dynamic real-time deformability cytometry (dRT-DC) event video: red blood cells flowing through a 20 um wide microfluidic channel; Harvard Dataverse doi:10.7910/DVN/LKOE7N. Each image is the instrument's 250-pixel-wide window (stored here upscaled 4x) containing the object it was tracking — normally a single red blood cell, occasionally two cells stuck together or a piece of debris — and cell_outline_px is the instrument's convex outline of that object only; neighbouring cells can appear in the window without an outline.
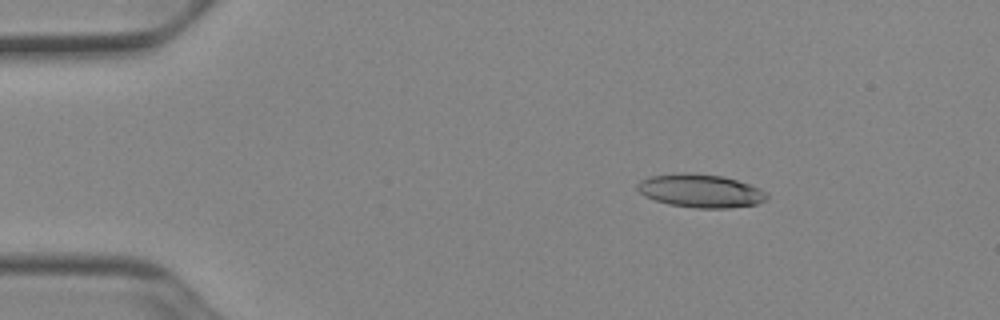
{"species": "Egyptian fruit bat (a non-hibernating species)", "species_latin": "Rousettus aegyptiacus", "temperature_condition": "cold", "stored_images_in_passage": 51, "camera_frame_rate_fps": 3000, "um_per_image_px": 0.085, "animal": {"sex": "female"}, "frame": {"image": 1, "passage_image": 8, "time_ms": 2.333, "image_size_px": [1000, 320], "cell_outline_px": [[768, 200], [756, 204], [728, 208], [696, 208], [668, 204], [644, 196], [636, 188], [636, 184], [640, 180], [652, 176], [680, 172], [724, 176], [748, 184], [768, 192]], "centroid_in_image_um": [59.55, 16.22], "position_along_channel_um": 25.5, "area_um2": 25.14}}
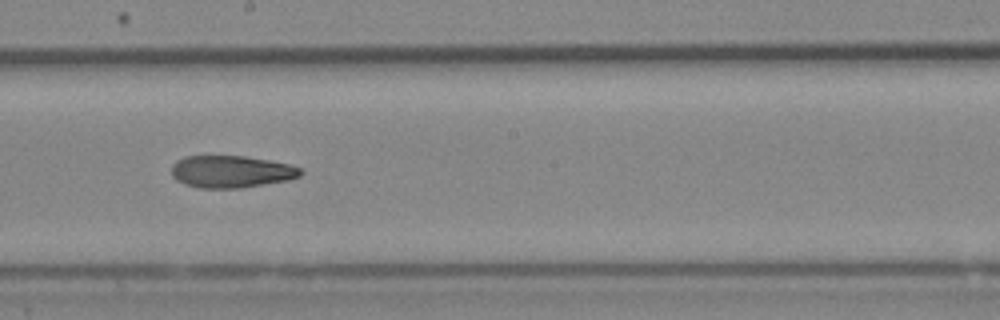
{"frame": {"image": 2, "passage_image": 29, "time_ms": 9.333, "image_size_px": [1000, 320], "cell_outline_px": [[304, 172], [300, 176], [288, 180], [240, 188], [200, 188], [184, 184], [176, 180], [172, 176], [172, 164], [176, 160], [184, 156], [244, 156], [268, 160], [288, 164], [300, 168]], "centroid_in_image_um": [19.63, 14.59], "position_along_channel_um": 228.6, "area_um2": 24.22}}
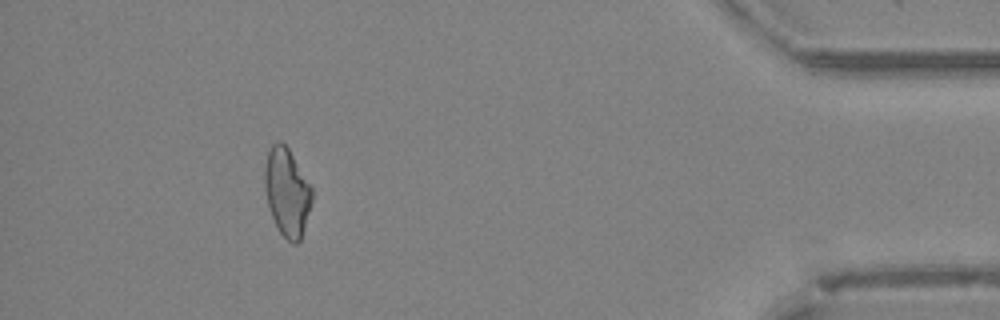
{"frame": {"image": 3, "passage_image": 47, "time_ms": 15.333, "image_size_px": [1000, 320], "cell_outline_px": [[312, 200], [304, 228], [300, 240], [296, 244], [292, 244], [280, 232], [272, 216], [268, 204], [264, 188], [264, 168], [268, 152], [272, 144], [276, 140], [280, 140], [288, 148], [312, 188]], "centroid_in_image_um": [24.38, 16.31], "position_along_channel_um": 410.8, "area_um2": 23.99}, "authors_computed_cell_mechanics": {"area_um2": 24.9696, "velocity_mm_per_s": 3.9434, "shape_relaxation_time_tau1_ms": null, "shape_relaxation_time_tau2_ms": 6.5575, "deformation_change_tau1": null, "deformation_change_tau2": 0.1741}}